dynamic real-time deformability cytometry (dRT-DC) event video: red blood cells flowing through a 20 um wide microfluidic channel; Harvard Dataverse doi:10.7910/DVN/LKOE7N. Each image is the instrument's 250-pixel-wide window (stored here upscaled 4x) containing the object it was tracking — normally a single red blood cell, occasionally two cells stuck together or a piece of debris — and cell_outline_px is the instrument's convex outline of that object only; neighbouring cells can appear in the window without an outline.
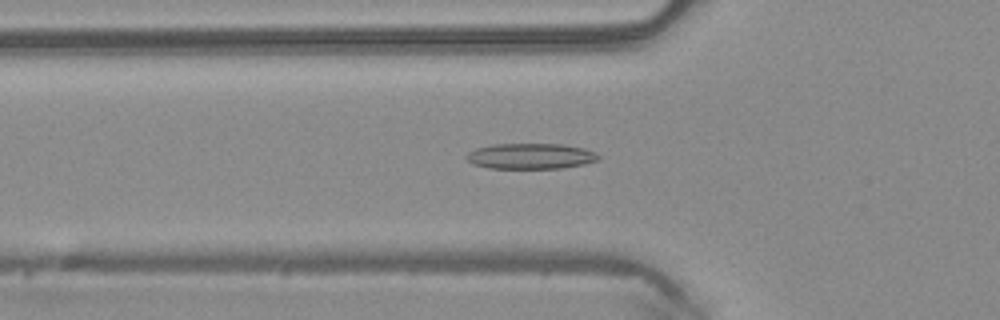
{"species": "common noctule bat (a hibernating species)", "species_latin": "Nyctalus noctula", "temperature_condition": "warm", "stored_images_in_passage": 49, "camera_frame_rate_fps": 3000, "um_per_image_px": 0.085, "animal": {"sex": "male", "body_mass_g": 20.4}, "frame": {"image": 1, "passage_image": 17, "time_ms": 5.333, "image_size_px": [1000, 320], "cell_outline_px": [[600, 160], [584, 164], [560, 168], [488, 168], [472, 164], [464, 156], [468, 152], [476, 148], [492, 144], [564, 144], [584, 148], [596, 152], [600, 156]], "centroid_in_image_um": [45.11, 13.27], "position_along_channel_um": 80.7, "area_um2": 19.88}}
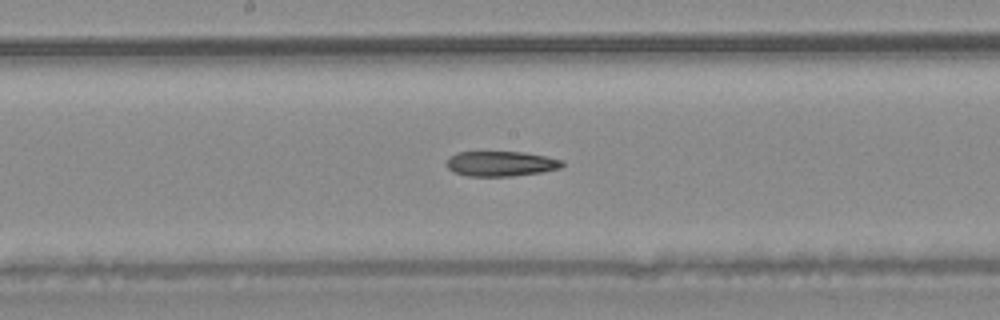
{"frame": {"image": 2, "passage_image": 26, "time_ms": 8.333, "image_size_px": [1000, 320], "cell_outline_px": [[564, 164], [560, 168], [540, 172], [512, 176], [468, 176], [452, 172], [448, 168], [448, 156], [456, 152], [524, 152], [548, 156], [564, 160]], "centroid_in_image_um": [42.58, 13.91], "position_along_channel_um": 205.6, "area_um2": 16.99}}
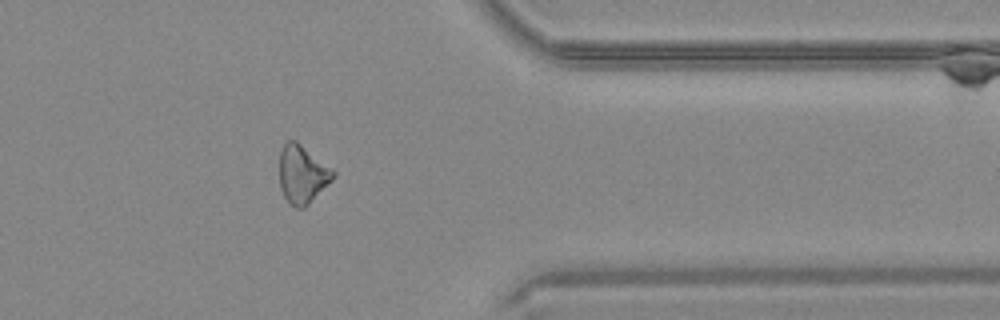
{"frame": {"image": 3, "passage_image": 40, "time_ms": 13.0, "image_size_px": [1000, 320], "cell_outline_px": [[336, 176], [304, 208], [296, 208], [288, 204], [280, 188], [280, 152], [284, 144], [288, 140], [296, 140], [332, 168], [336, 172]], "centroid_in_image_um": [25.7, 14.82], "position_along_channel_um": 385.7, "area_um2": 18.21}}